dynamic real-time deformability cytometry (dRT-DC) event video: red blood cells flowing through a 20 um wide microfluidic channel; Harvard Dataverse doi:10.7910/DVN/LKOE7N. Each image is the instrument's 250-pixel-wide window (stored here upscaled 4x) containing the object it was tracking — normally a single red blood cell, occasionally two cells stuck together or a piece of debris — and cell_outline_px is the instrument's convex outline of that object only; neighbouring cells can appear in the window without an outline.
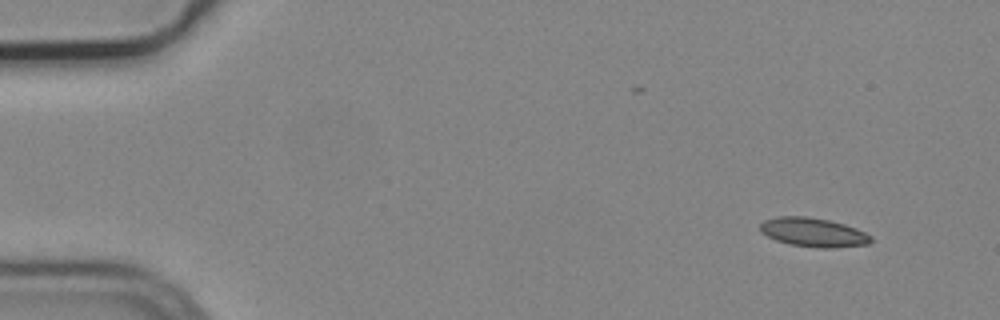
{"species": "common noctule bat (a hibernating species)", "species_latin": "Nyctalus noctula", "temperature_condition": "cold", "stored_images_in_passage": 4, "camera_frame_rate_fps": 3000, "um_per_image_px": 0.085, "animal": {"sex": "male", "body_mass_g": 19.2, "forearm_length_mm": 51.8}, "frame": {"image": 1, "passage_image": 1, "time_ms": 0.0, "image_size_px": [1000, 320], "cell_outline_px": [[872, 240], [868, 244], [832, 248], [820, 248], [788, 244], [776, 240], [760, 232], [760, 224], [764, 220], [776, 216], [808, 216], [828, 220], [844, 224], [856, 228], [872, 236]], "centroid_in_image_um": [69.11, 19.74], "position_along_channel_um": 15.9, "area_um2": 18.79}}